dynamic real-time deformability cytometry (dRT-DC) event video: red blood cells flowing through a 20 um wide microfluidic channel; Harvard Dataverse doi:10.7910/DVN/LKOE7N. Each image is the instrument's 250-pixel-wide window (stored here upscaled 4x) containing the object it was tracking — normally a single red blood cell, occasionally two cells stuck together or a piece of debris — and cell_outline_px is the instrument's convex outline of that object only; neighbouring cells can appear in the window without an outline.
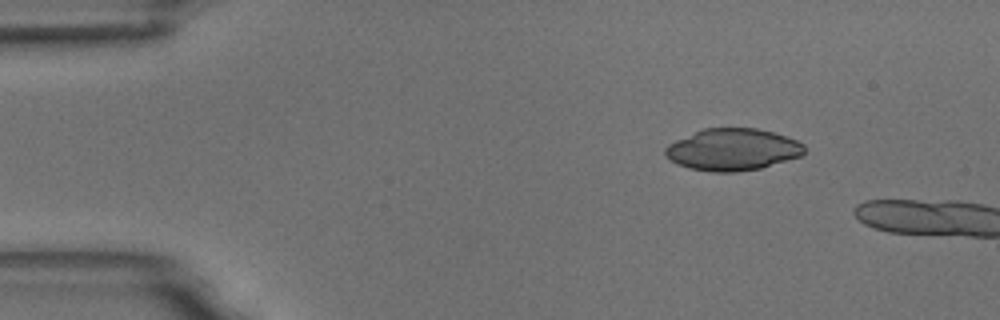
{"species": "common noctule bat (a hibernating species)", "species_latin": "Nyctalus noctula", "temperature_condition": "room temperature", "stored_images_in_passage": 3, "camera_frame_rate_fps": 3000, "um_per_image_px": 0.085, "animal": {"sex": "male", "body_mass_g": 18.8}, "frame": {"image": 1, "passage_image": 1, "time_ms": 0.0, "image_size_px": [1000, 320], "cell_outline_px": [[804, 152], [800, 156], [760, 168], [736, 172], [712, 172], [688, 168], [676, 164], [664, 152], [664, 148], [668, 144], [676, 140], [704, 128], [756, 128], [772, 132], [796, 140], [804, 144]], "centroid_in_image_um": [62.25, 12.71], "position_along_channel_um": 22.7, "area_um2": 33.7}}